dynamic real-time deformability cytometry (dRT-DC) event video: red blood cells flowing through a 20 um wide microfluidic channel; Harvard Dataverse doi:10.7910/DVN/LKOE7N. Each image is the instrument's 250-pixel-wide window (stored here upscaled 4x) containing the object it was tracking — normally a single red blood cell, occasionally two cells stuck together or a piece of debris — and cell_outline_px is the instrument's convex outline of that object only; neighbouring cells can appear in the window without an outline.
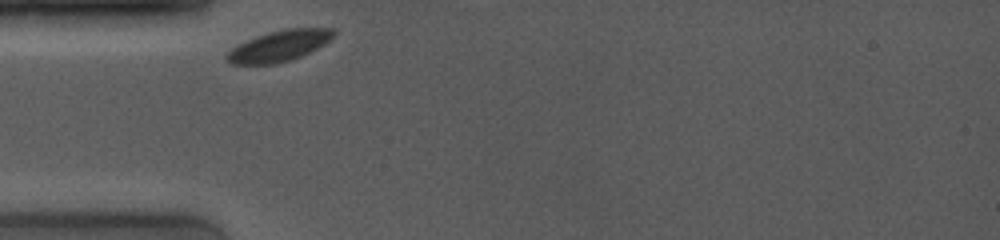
{"species": "common noctule bat (a hibernating species)", "species_latin": "Nyctalus noctula", "temperature_condition": "room temperature", "stored_images_in_passage": 5, "camera_frame_rate_fps": 4000, "um_per_image_px": 0.085, "animal": {"sex": "female", "body_mass_g": 19.0, "forearm_length_mm": 53.3}, "frame": {"image": 1, "passage_image": 1, "time_ms": 0.0, "image_size_px": [1000, 240], "cell_outline_px": [[336, 32], [324, 44], [300, 56], [276, 64], [232, 64], [224, 60], [224, 56], [232, 48], [256, 36], [268, 32], [284, 28], [332, 28]], "centroid_in_image_um": [23.69, 3.9], "position_along_channel_um": 61.3, "area_um2": 19.02}}
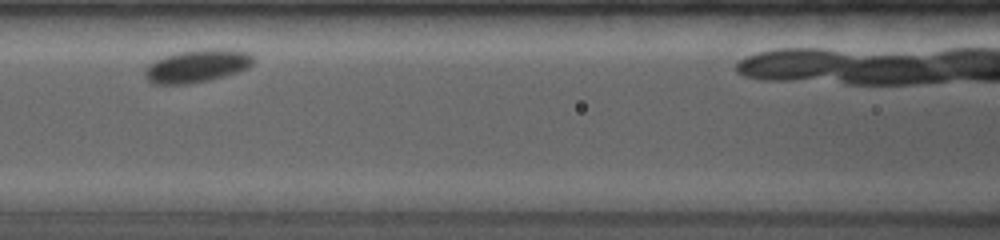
{"frame": {"image": 2, "passage_image": 4, "time_ms": 2.5, "image_size_px": [1000, 240], "cell_outline_px": [[252, 64], [248, 68], [224, 76], [208, 80], [188, 84], [152, 84], [148, 80], [144, 72], [156, 60], [164, 56], [176, 52], [204, 48], [232, 48], [248, 52], [252, 56]], "centroid_in_image_um": [16.79, 5.58], "position_along_channel_um": 149.8, "area_um2": 20.75}}